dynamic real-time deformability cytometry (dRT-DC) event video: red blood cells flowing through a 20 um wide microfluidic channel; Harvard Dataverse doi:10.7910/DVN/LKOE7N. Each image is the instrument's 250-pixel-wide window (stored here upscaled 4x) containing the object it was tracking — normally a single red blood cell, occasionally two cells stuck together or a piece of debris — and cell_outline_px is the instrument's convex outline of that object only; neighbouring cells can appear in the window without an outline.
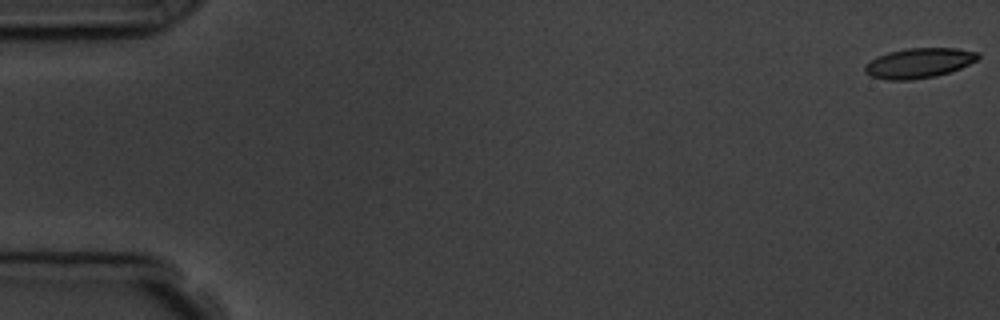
{"species": "common noctule bat (a hibernating species)", "species_latin": "Nyctalus noctula", "temperature_condition": "room temperature", "stored_images_in_passage": 6, "camera_frame_rate_fps": 3000, "um_per_image_px": 0.085, "animal": {"sex": "male", "body_mass_g": 19.5, "forearm_length_mm": 54.6}, "frame": {"image": 1, "passage_image": 1, "time_ms": 0.0, "image_size_px": [1000, 320], "cell_outline_px": [[980, 56], [976, 60], [960, 68], [936, 76], [912, 80], [888, 80], [872, 76], [864, 72], [864, 64], [876, 56], [888, 52], [908, 48], [956, 48], [980, 52]], "centroid_in_image_um": [78.08, 5.35], "position_along_channel_um": 6.9, "area_um2": 19.83}}
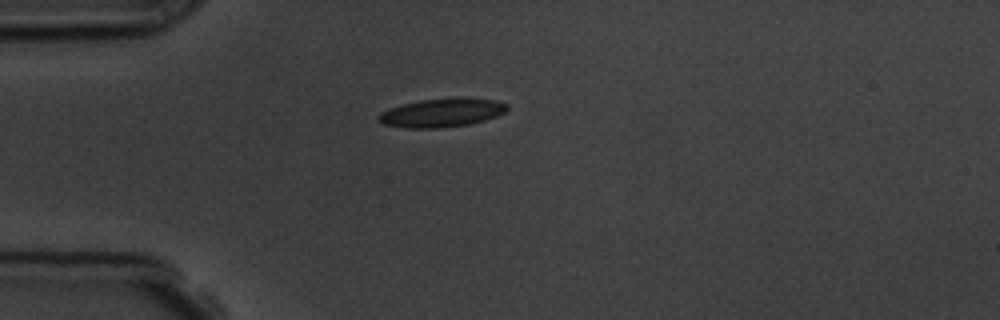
{"frame": {"image": 2, "passage_image": 5, "time_ms": 4.667, "image_size_px": [1000, 320], "cell_outline_px": [[508, 108], [504, 112], [496, 116], [484, 120], [468, 124], [440, 128], [404, 128], [384, 124], [376, 120], [380, 112], [388, 108], [420, 100], [496, 100], [508, 104]], "centroid_in_image_um": [37.47, 9.63], "position_along_channel_um": 47.5, "area_um2": 20.63}}